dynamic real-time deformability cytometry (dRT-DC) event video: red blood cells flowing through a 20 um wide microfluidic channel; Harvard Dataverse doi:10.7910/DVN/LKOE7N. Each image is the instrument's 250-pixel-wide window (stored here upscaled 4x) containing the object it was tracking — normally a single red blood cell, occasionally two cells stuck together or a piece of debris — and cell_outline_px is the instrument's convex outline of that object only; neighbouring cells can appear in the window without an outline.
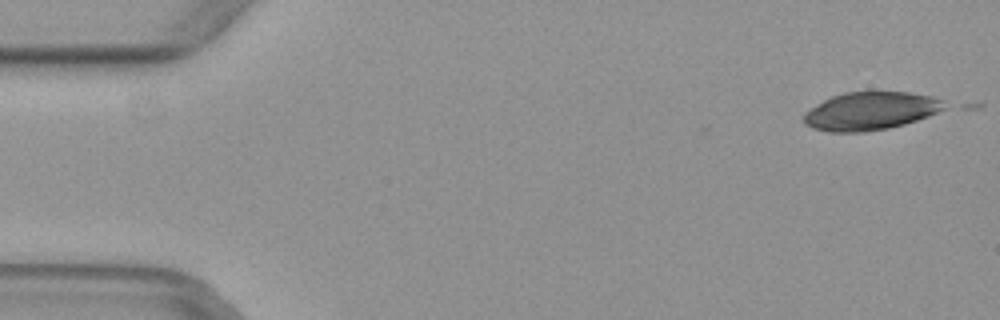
{"species": "common noctule bat (a hibernating species)", "species_latin": "Nyctalus noctula", "temperature_condition": "warm", "stored_images_in_passage": 4, "camera_frame_rate_fps": 3000, "um_per_image_px": 0.085, "animal": {"sex": "female", "body_mass_g": 29.2, "forearm_length_mm": 56.3}, "frame": {"image": 1, "passage_image": 2, "time_ms": 0.333, "image_size_px": [1000, 320], "cell_outline_px": [[952, 104], [948, 108], [928, 116], [904, 124], [888, 128], [864, 132], [828, 132], [812, 128], [804, 124], [804, 112], [816, 104], [832, 96], [844, 92], [908, 92], [932, 96], [944, 100]], "centroid_in_image_um": [74.03, 9.43], "position_along_channel_um": 11.0, "area_um2": 31.5}}